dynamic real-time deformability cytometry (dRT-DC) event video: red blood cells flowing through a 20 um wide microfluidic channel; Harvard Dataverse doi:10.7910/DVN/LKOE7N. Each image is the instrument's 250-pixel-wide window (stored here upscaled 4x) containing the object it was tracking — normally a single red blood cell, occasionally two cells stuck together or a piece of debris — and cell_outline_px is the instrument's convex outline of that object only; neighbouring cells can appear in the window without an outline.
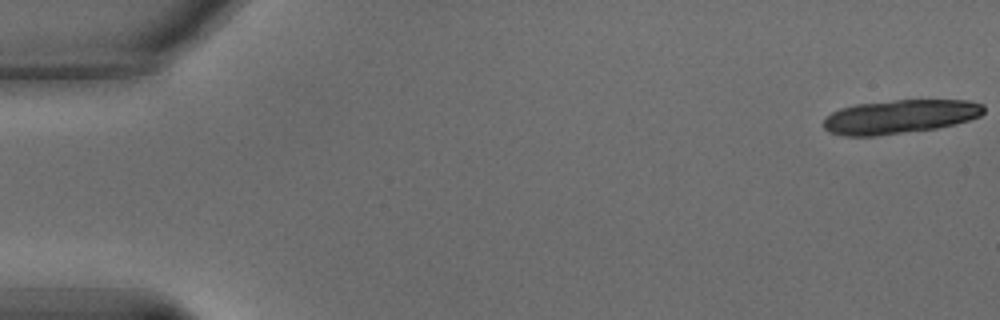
{"species": "common noctule bat (a hibernating species)", "species_latin": "Nyctalus noctula", "temperature_condition": "warm", "stored_images_in_passage": 20, "camera_frame_rate_fps": 3000, "um_per_image_px": 0.085, "animal": {"sex": "male", "body_mass_g": 15.6}, "frame": {"image": 1, "passage_image": 1, "time_ms": 0.0, "image_size_px": [1000, 320], "cell_outline_px": [[984, 112], [980, 116], [956, 124], [936, 128], [876, 136], [844, 136], [828, 132], [824, 128], [824, 120], [832, 112], [840, 108], [856, 104], [896, 100], [968, 100], [984, 104]], "centroid_in_image_um": [76.49, 9.91], "position_along_channel_um": 8.5, "area_um2": 31.62}}